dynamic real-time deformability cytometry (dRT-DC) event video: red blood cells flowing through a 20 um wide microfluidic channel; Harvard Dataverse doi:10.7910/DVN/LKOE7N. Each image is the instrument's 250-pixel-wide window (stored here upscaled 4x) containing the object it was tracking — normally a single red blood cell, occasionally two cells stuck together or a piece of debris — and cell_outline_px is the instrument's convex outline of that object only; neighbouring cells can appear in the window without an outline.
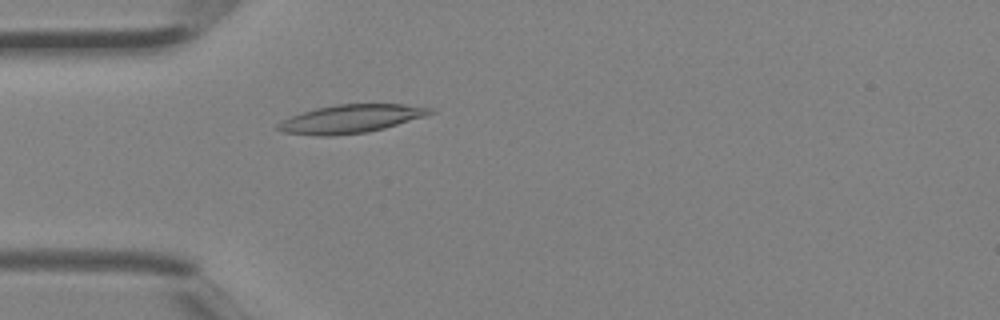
{"species": "Egyptian fruit bat (a non-hibernating species)", "species_latin": "Rousettus aegyptiacus", "temperature_condition": "room temperature", "stored_images_in_passage": 4, "camera_frame_rate_fps": 3000, "um_per_image_px": 0.085, "animal": {"sex": "female"}, "frame": {"image": 1, "passage_image": 4, "time_ms": 1.0, "image_size_px": [1000, 320], "cell_outline_px": [[436, 112], [424, 116], [384, 128], [368, 132], [332, 136], [316, 136], [284, 132], [276, 128], [276, 124], [288, 116], [316, 108], [336, 104], [404, 104], [436, 108]], "centroid_in_image_um": [29.81, 10.09], "position_along_channel_um": 55.2, "area_um2": 25.26}}